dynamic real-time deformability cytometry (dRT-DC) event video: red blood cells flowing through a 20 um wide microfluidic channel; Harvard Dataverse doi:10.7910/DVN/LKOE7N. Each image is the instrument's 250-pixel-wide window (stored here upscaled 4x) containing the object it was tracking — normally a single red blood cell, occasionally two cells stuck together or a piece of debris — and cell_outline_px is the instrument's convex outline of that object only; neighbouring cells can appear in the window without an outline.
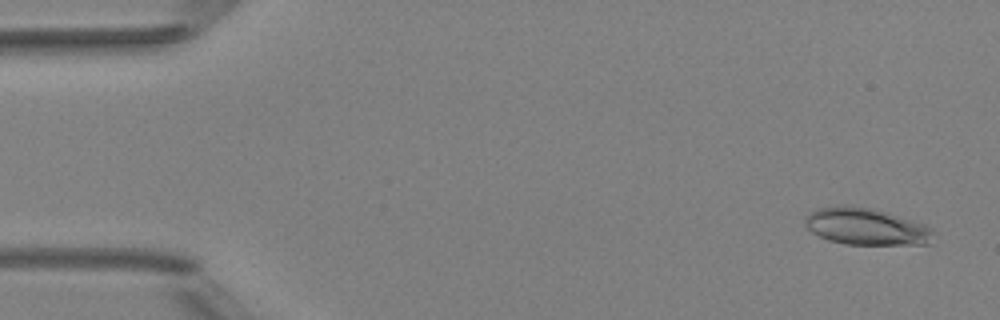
{"species": "Egyptian fruit bat (a non-hibernating species)", "species_latin": "Rousettus aegyptiacus", "temperature_condition": "room temperature", "stored_images_in_passage": 6, "camera_frame_rate_fps": 3000, "um_per_image_px": 0.085, "animal": {"sex": "female"}, "frame": {"image": 1, "passage_image": 1, "time_ms": 0.0, "image_size_px": [1000, 320], "cell_outline_px": [[932, 232], [928, 244], [848, 244], [828, 240], [812, 232], [804, 224], [804, 220], [808, 212], [816, 208], [836, 204], [848, 204], [888, 212], [924, 224], [932, 228]], "centroid_in_image_um": [73.54, 19.22], "position_along_channel_um": 11.5, "area_um2": 27.63}}
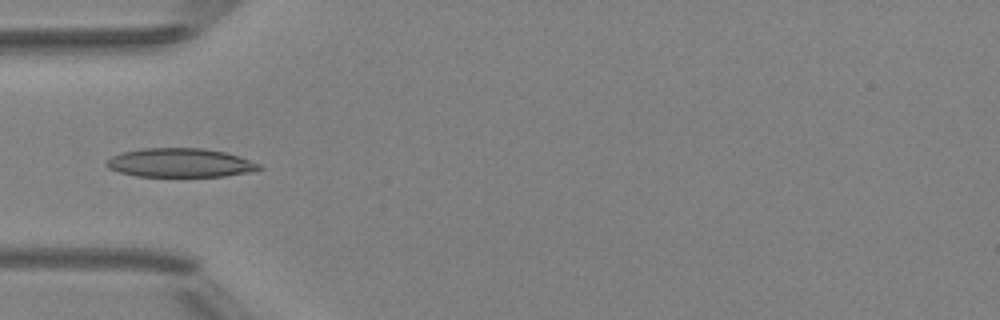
{"frame": {"image": 2, "passage_image": 5, "time_ms": 4.667, "image_size_px": [1000, 320], "cell_outline_px": [[264, 168], [248, 172], [224, 176], [136, 176], [120, 172], [108, 168], [104, 164], [112, 156], [124, 152], [144, 148], [200, 148], [224, 152], [260, 164]], "centroid_in_image_um": [15.28, 13.84], "position_along_channel_um": 69.7, "area_um2": 25.32}}
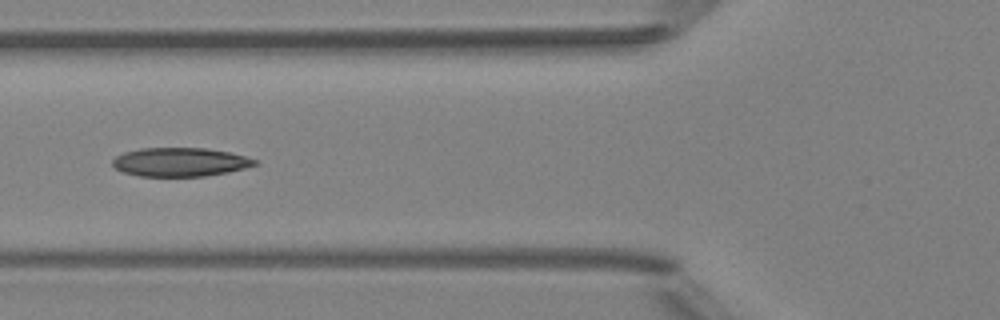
{"frame": {"image": 3, "passage_image": 6, "time_ms": 5.667, "image_size_px": [1000, 320], "cell_outline_px": [[260, 164], [228, 172], [204, 176], [140, 176], [124, 172], [116, 168], [112, 164], [112, 160], [116, 156], [124, 152], [140, 148], [204, 148], [228, 152], [244, 156], [256, 160]], "centroid_in_image_um": [15.3, 13.77], "position_along_channel_um": 110.5, "area_um2": 23.7}}